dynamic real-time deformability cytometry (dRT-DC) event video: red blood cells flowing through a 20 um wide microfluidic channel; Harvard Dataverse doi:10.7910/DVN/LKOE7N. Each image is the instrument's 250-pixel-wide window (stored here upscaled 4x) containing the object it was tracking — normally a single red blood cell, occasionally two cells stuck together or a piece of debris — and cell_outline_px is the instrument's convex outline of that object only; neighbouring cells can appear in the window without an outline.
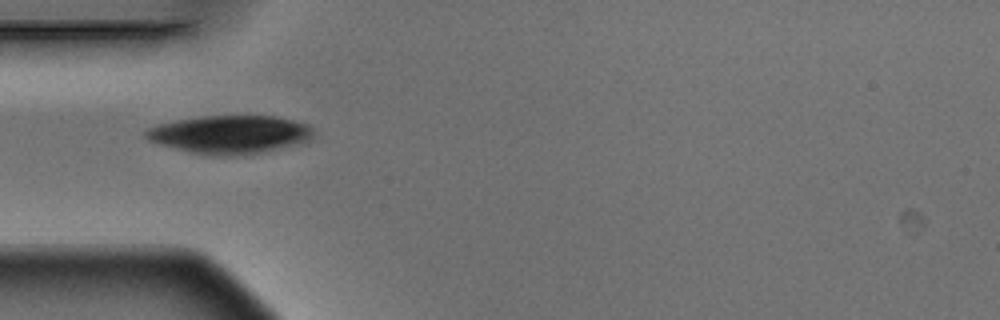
{"species": "Egyptian fruit bat (a non-hibernating species)", "species_latin": "Rousettus aegyptiacus", "temperature_condition": "warm", "stored_images_in_passage": 5, "camera_frame_rate_fps": 3000, "um_per_image_px": 0.085, "animal": {"sex": "male"}, "frame": {"image": 1, "passage_image": 4, "time_ms": 1.0, "image_size_px": [1000, 320], "cell_outline_px": [[312, 140], [308, 144], [236, 156], [204, 156], [188, 152], [160, 144], [148, 140], [144, 136], [144, 132], [148, 128], [160, 124], [176, 120], [200, 116], [276, 116], [308, 124], [312, 128]], "centroid_in_image_um": [19.58, 11.45], "position_along_channel_um": 65.4, "area_um2": 37.92}}
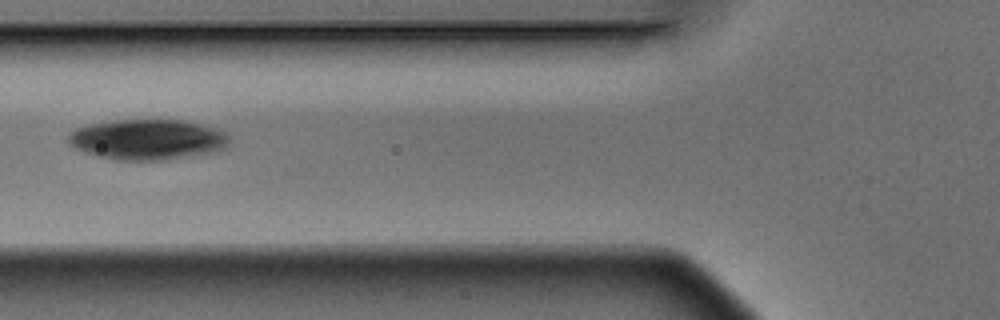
{"frame": {"image": 2, "passage_image": 5, "time_ms": 1.333, "image_size_px": [1000, 320], "cell_outline_px": [[228, 144], [224, 148], [208, 152], [168, 160], [116, 160], [100, 156], [76, 148], [68, 144], [68, 136], [76, 128], [88, 124], [116, 120], [180, 120], [212, 128], [224, 132], [228, 136]], "centroid_in_image_um": [12.49, 11.86], "position_along_channel_um": 113.3, "area_um2": 37.28}}